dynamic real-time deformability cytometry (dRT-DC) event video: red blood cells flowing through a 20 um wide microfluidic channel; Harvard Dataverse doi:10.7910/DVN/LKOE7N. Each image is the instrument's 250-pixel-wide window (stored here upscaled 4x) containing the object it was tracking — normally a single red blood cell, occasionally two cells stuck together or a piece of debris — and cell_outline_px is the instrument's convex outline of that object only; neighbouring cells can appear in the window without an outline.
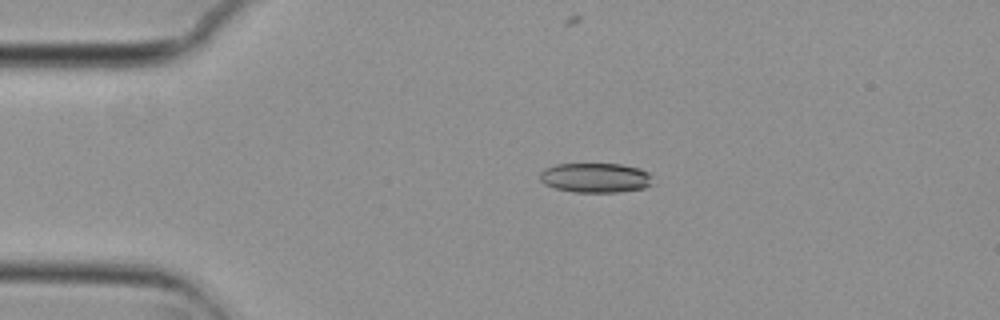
{"species": "common noctule bat (a hibernating species)", "species_latin": "Nyctalus noctula", "temperature_condition": "cold", "stored_images_in_passage": 44, "camera_frame_rate_fps": 3000, "um_per_image_px": 0.085, "animal": {"sex": "female", "body_mass_g": 29.2, "forearm_length_mm": 56.3}, "frame": {"image": 1, "passage_image": 1, "time_ms": 0.0, "image_size_px": [1000, 320], "cell_outline_px": [[652, 184], [644, 188], [620, 192], [576, 192], [556, 188], [544, 184], [540, 180], [540, 172], [544, 168], [556, 164], [620, 164], [640, 168], [648, 172]], "centroid_in_image_um": [50.6, 15.1], "position_along_channel_um": 34.4, "area_um2": 19.48}}
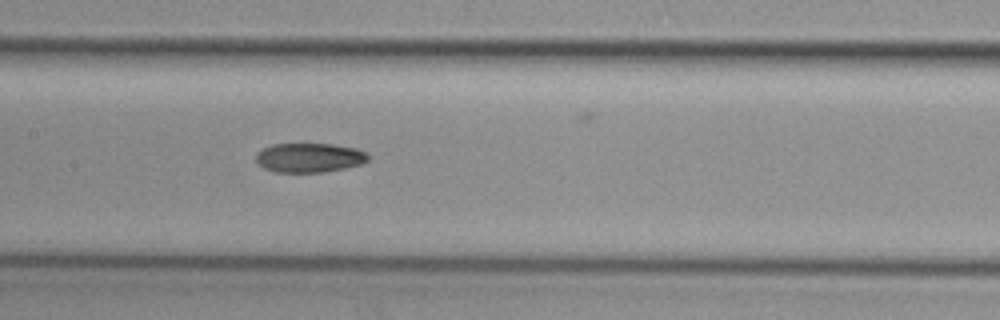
{"frame": {"image": 2, "passage_image": 16, "time_ms": 5.0, "image_size_px": [1000, 320], "cell_outline_px": [[368, 160], [360, 164], [344, 168], [324, 172], [276, 172], [264, 168], [256, 164], [256, 156], [264, 148], [272, 144], [332, 144], [356, 148], [368, 152]], "centroid_in_image_um": [26.3, 13.4], "position_along_channel_um": 181.1, "area_um2": 19.13}}
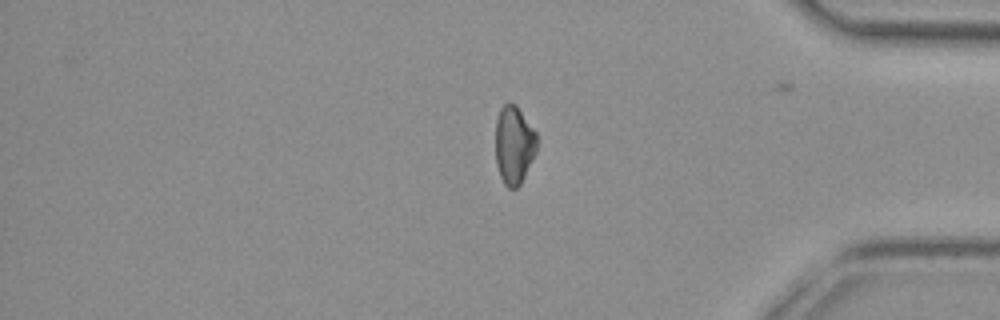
{"frame": {"image": 3, "passage_image": 35, "time_ms": 11.333, "image_size_px": [1000, 320], "cell_outline_px": [[536, 152], [520, 184], [516, 188], [508, 188], [504, 184], [500, 176], [496, 164], [496, 120], [500, 108], [508, 100], [516, 104], [536, 132]], "centroid_in_image_um": [43.67, 12.28], "position_along_channel_um": 391.5, "area_um2": 18.9}}